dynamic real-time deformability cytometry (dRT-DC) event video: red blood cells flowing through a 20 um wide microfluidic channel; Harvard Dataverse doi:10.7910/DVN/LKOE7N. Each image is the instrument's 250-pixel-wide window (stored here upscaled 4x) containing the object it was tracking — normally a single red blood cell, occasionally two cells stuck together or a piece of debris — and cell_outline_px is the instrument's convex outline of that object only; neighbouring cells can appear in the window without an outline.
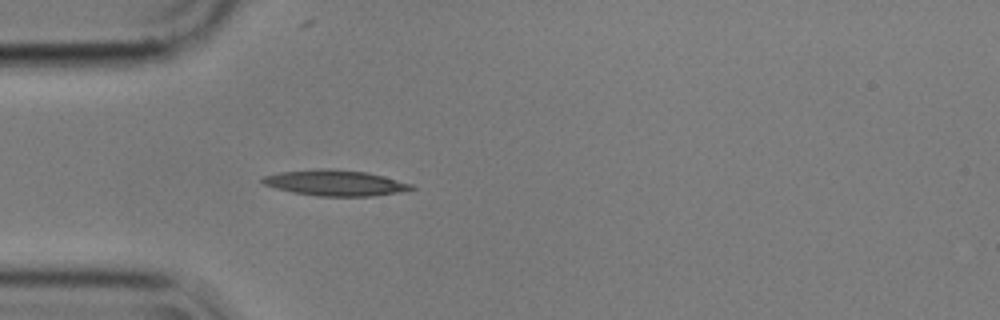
{"species": "common noctule bat (a hibernating species)", "species_latin": "Nyctalus noctula", "temperature_condition": "cold", "stored_images_in_passage": 4, "camera_frame_rate_fps": 3000, "um_per_image_px": 0.085, "animal": {"sex": "male", "body_mass_g": 17.9}, "frame": {"image": 1, "passage_image": 4, "time_ms": 1.0, "image_size_px": [1000, 320], "cell_outline_px": [[416, 188], [396, 192], [372, 196], [316, 196], [292, 192], [276, 188], [264, 184], [260, 180], [264, 176], [280, 172], [320, 168], [328, 168], [368, 172], [384, 176], [412, 184]], "centroid_in_image_um": [28.47, 15.54], "position_along_channel_um": 56.5, "area_um2": 22.25}}